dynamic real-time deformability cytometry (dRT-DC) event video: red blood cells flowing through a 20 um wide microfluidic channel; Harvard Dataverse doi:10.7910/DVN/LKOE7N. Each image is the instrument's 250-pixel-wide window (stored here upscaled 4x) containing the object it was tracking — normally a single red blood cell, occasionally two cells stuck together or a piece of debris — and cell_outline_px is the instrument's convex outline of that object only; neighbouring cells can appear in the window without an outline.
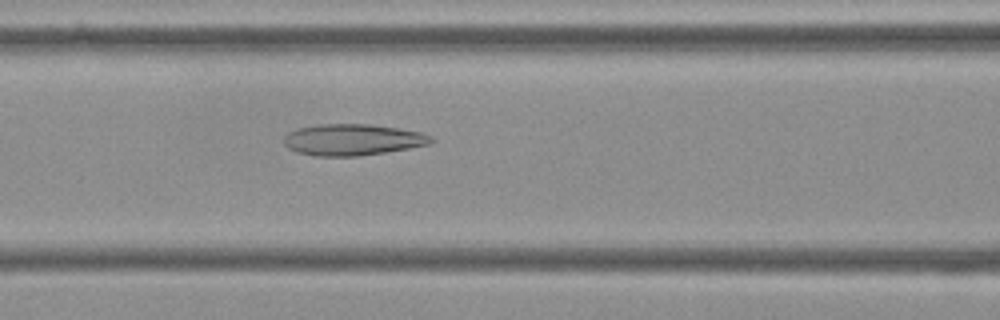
{"species": "Egyptian fruit bat (a non-hibernating species)", "species_latin": "Rousettus aegyptiacus", "temperature_condition": "cold", "stored_images_in_passage": 47, "camera_frame_rate_fps": 3000, "um_per_image_px": 0.085, "frame": {"image": 1, "passage_image": 15, "time_ms": 4.667, "image_size_px": [1000, 320], "cell_outline_px": [[436, 140], [432, 144], [360, 156], [316, 156], [296, 152], [288, 148], [284, 144], [284, 136], [288, 132], [300, 128], [320, 124], [368, 124], [400, 128], [420, 132], [432, 136]], "centroid_in_image_um": [30.0, 11.88], "position_along_channel_um": 136.6, "area_um2": 26.99}}
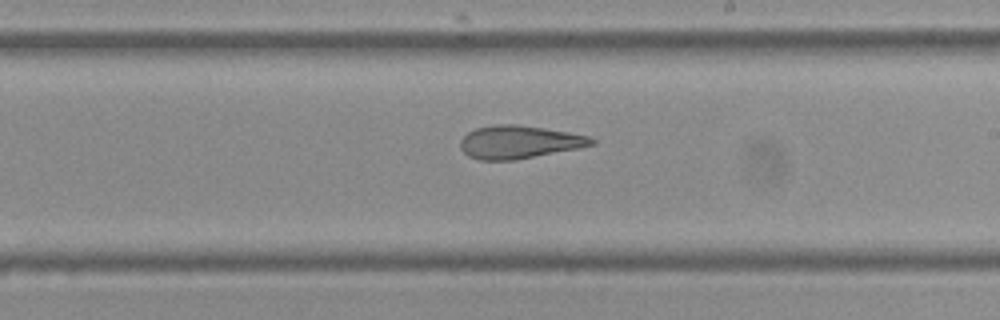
{"frame": {"image": 2, "passage_image": 24, "time_ms": 7.667, "image_size_px": [1000, 320], "cell_outline_px": [[596, 144], [580, 148], [516, 160], [480, 160], [468, 156], [460, 148], [460, 140], [468, 132], [476, 128], [496, 124], [516, 124], [544, 128], [568, 132], [588, 136], [596, 140]], "centroid_in_image_um": [44.13, 12.08], "position_along_channel_um": 244.9, "area_um2": 25.32}}
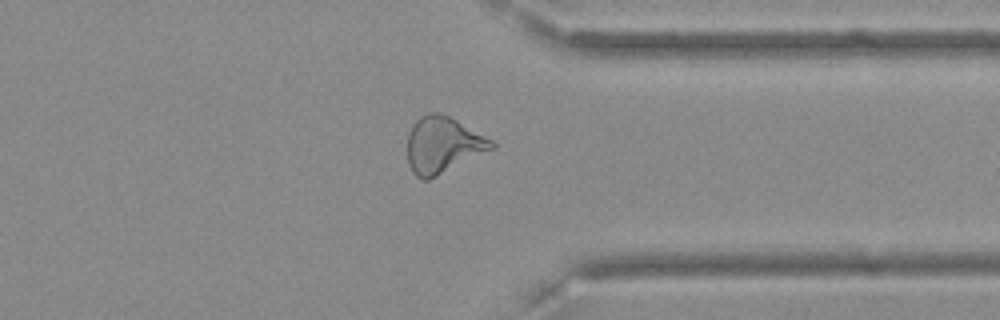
{"frame": {"image": 3, "passage_image": 35, "time_ms": 11.333, "image_size_px": [1000, 320], "cell_outline_px": [[496, 148], [428, 180], [424, 180], [416, 176], [412, 172], [408, 164], [408, 132], [416, 120], [420, 116], [428, 112], [440, 112], [456, 120], [492, 140], [496, 144]], "centroid_in_image_um": [37.64, 12.32], "position_along_channel_um": 373.8, "area_um2": 27.63}, "authors_computed_cell_mechanics": {"area_um2": 27.5128, "velocity_mm_per_s": 3.6136, "shape_relaxation_time_tau1_ms": null, "shape_relaxation_time_tau2_ms": 2.8916, "deformation_change_tau1": null, "deformation_change_tau2": 0.1237}}